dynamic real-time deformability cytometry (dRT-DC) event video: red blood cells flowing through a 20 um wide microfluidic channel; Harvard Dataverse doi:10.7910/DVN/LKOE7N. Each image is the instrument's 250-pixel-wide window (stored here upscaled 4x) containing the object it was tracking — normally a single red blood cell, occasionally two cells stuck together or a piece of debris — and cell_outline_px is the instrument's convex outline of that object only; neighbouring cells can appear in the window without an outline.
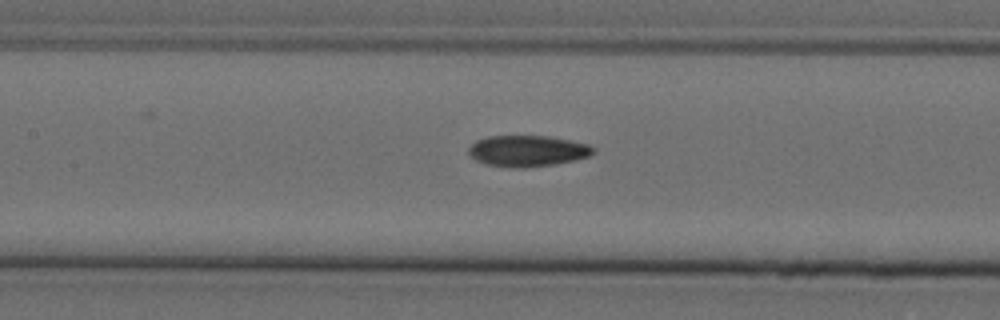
{"species": "Egyptian fruit bat (a non-hibernating species)", "species_latin": "Rousettus aegyptiacus", "temperature_condition": "cold", "stored_images_in_passage": 9, "segment_of_instrument_passage": [2, 2], "camera_frame_rate_fps": 3000, "um_per_image_px": 0.085, "animal": {"sex": "female"}, "frame": {"image": 1, "passage_image": 9, "time_ms": 2.667, "image_size_px": [1000, 320], "cell_outline_px": [[596, 152], [588, 156], [556, 164], [524, 168], [512, 168], [484, 164], [476, 160], [468, 152], [468, 148], [476, 140], [488, 136], [548, 136], [592, 144], [596, 148]], "centroid_in_image_um": [44.86, 12.83], "position_along_channel_um": 162.5, "area_um2": 22.83}}